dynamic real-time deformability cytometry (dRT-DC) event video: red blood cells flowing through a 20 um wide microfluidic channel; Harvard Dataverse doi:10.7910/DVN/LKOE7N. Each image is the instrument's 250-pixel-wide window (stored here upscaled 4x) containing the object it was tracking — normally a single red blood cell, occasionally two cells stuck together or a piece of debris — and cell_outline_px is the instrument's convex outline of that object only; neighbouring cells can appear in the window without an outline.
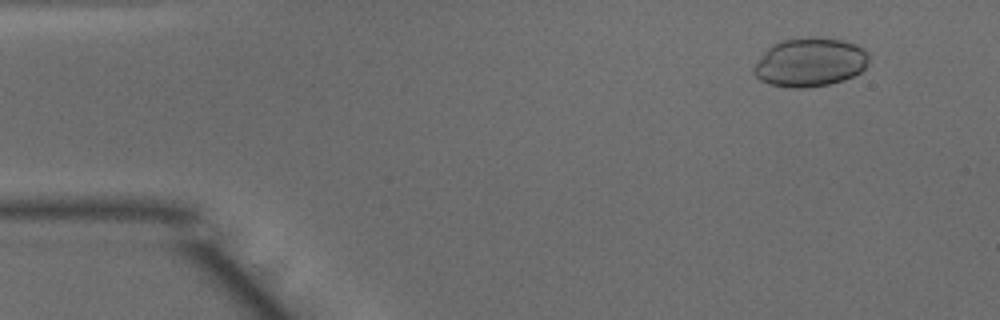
{"species": "common noctule bat (a hibernating species)", "species_latin": "Nyctalus noctula", "temperature_condition": "warm", "stored_images_in_passage": 49, "camera_frame_rate_fps": 3000, "um_per_image_px": 0.085, "animal": {"sex": "male", "body_mass_g": 15.6}, "frame": {"image": 1, "passage_image": 5, "time_ms": 1.333, "image_size_px": [1000, 320], "cell_outline_px": [[868, 60], [864, 68], [860, 72], [844, 80], [828, 84], [804, 88], [792, 88], [768, 84], [760, 80], [752, 72], [752, 68], [764, 52], [772, 44], [784, 40], [812, 36], [816, 36], [844, 40], [856, 44], [864, 48], [868, 52]], "centroid_in_image_um": [68.84, 5.28], "position_along_channel_um": 16.2, "area_um2": 32.95}}
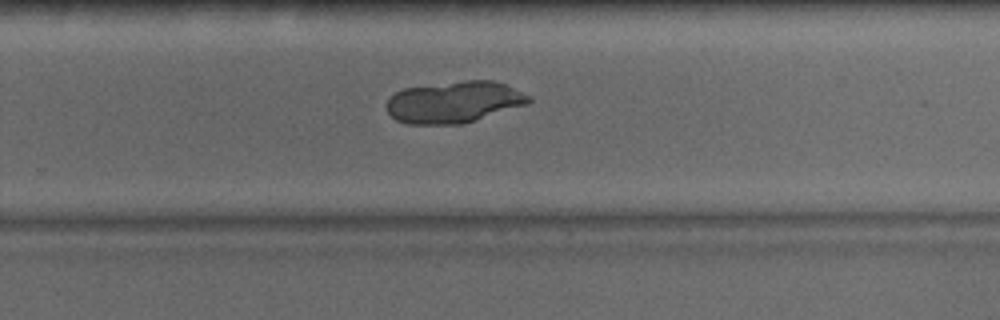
{"frame": {"image": 2, "passage_image": 32, "time_ms": 10.333, "image_size_px": [1000, 320], "cell_outline_px": [[532, 100], [528, 104], [464, 124], [408, 124], [396, 120], [388, 112], [384, 104], [388, 96], [404, 88], [464, 80], [492, 80], [504, 84], [528, 96]], "centroid_in_image_um": [38.54, 8.68], "position_along_channel_um": 291.3, "area_um2": 34.56}}
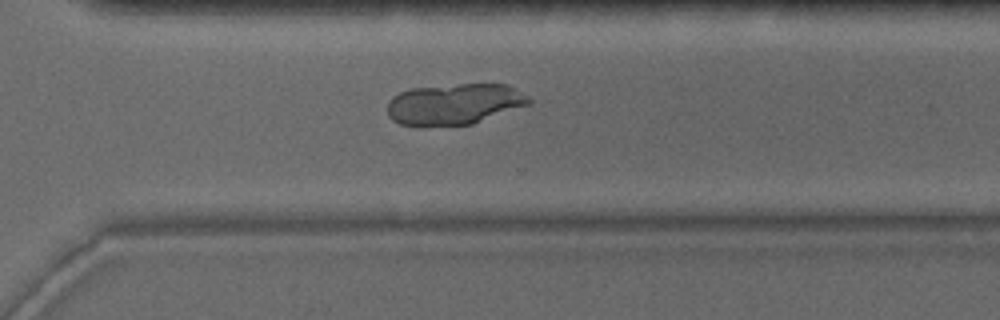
{"frame": {"image": 3, "passage_image": 35, "time_ms": 11.333, "image_size_px": [1000, 320], "cell_outline_px": [[532, 104], [472, 124], [420, 128], [416, 128], [400, 124], [392, 120], [388, 116], [388, 100], [392, 96], [400, 92], [412, 88], [460, 84], [508, 84], [528, 96], [532, 100]], "centroid_in_image_um": [38.6, 8.88], "position_along_channel_um": 332.0, "area_um2": 34.62}}